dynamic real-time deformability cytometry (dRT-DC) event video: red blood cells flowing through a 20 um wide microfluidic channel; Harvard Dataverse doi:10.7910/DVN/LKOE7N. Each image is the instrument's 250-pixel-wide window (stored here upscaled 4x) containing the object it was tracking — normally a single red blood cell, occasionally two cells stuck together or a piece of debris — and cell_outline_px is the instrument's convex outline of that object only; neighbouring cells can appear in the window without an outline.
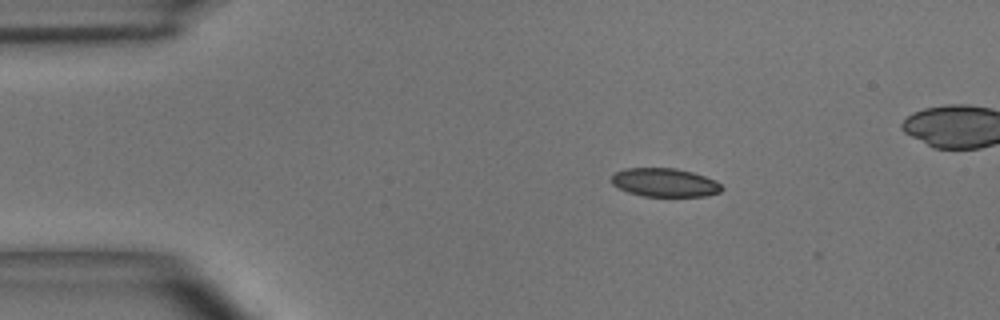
{"species": "common noctule bat (a hibernating species)", "species_latin": "Nyctalus noctula", "temperature_condition": "room temperature", "stored_images_in_passage": 7, "camera_frame_rate_fps": 3000, "um_per_image_px": 0.085, "animal": {"sex": "male", "body_mass_g": 15.6}, "frame": {"image": 1, "passage_image": 2, "time_ms": 0.333, "image_size_px": [1000, 320], "cell_outline_px": [[724, 188], [720, 192], [708, 196], [644, 196], [628, 192], [612, 184], [612, 176], [616, 172], [624, 168], [676, 168], [692, 172], [716, 180]], "centroid_in_image_um": [56.53, 15.51], "position_along_channel_um": 28.5, "area_um2": 18.32}}